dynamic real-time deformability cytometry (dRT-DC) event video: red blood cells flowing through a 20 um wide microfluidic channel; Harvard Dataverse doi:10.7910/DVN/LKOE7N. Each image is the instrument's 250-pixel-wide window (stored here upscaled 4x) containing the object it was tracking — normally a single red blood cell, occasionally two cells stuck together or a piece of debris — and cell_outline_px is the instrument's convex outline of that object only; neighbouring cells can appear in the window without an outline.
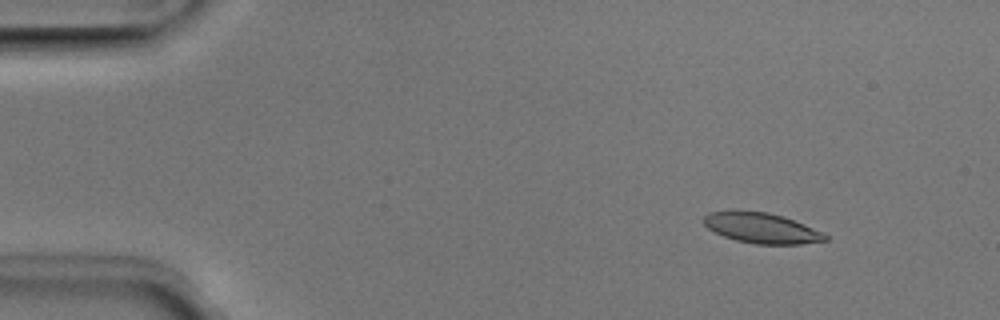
{"species": "Egyptian fruit bat (a non-hibernating species)", "species_latin": "Rousettus aegyptiacus", "temperature_condition": "room temperature", "stored_images_in_passage": 51, "camera_frame_rate_fps": 3000, "um_per_image_px": 0.085, "animal": {"sex": "male"}, "frame": {"image": 1, "passage_image": 6, "time_ms": 1.667, "image_size_px": [1000, 320], "cell_outline_px": [[828, 240], [800, 244], [756, 244], [736, 240], [724, 236], [708, 228], [704, 224], [704, 216], [708, 212], [768, 212], [804, 224], [828, 236]], "centroid_in_image_um": [64.74, 19.41], "position_along_channel_um": 20.3, "area_um2": 20.81}}
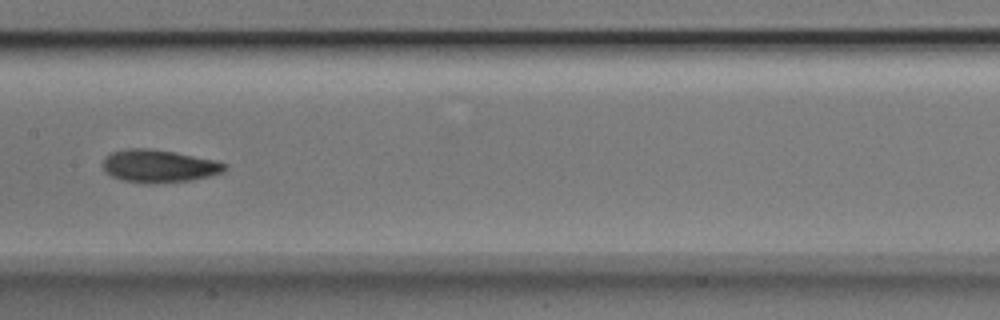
{"frame": {"image": 2, "passage_image": 26, "time_ms": 8.333, "image_size_px": [1000, 320], "cell_outline_px": [[228, 168], [224, 172], [192, 180], [152, 184], [144, 184], [120, 180], [112, 176], [104, 168], [104, 156], [112, 152], [128, 148], [148, 148], [176, 152], [216, 160], [228, 164]], "centroid_in_image_um": [13.54, 14.12], "position_along_channel_um": 193.9, "area_um2": 23.52}}
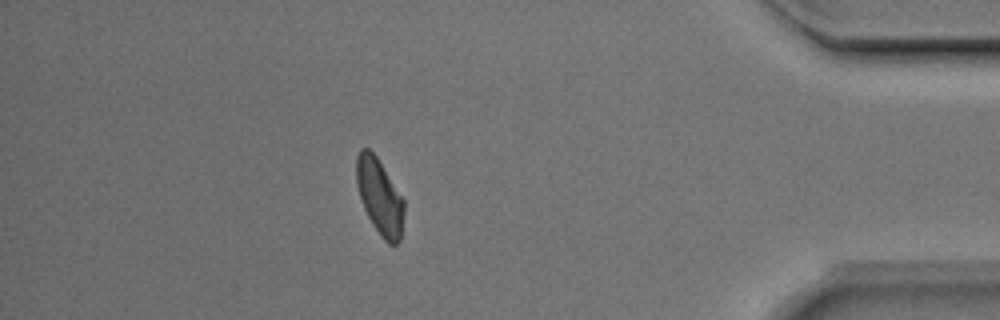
{"frame": {"image": 3, "passage_image": 45, "time_ms": 14.667, "image_size_px": [1000, 320], "cell_outline_px": [[404, 212], [400, 240], [396, 244], [388, 244], [380, 236], [368, 216], [364, 208], [356, 184], [356, 156], [360, 148], [368, 148], [376, 156], [404, 200]], "centroid_in_image_um": [32.26, 16.71], "position_along_channel_um": 402.9, "area_um2": 20.81}, "authors_computed_cell_mechanics": {"area_um2": 22.1952, "velocity_mm_per_s": 3.966, "shape_relaxation_time_tau1_ms": 3.0712, "shape_relaxation_time_tau2_ms": 2.3813, "deformation_change_tau1": 0.1162, "deformation_change_tau2": 0.0852}}